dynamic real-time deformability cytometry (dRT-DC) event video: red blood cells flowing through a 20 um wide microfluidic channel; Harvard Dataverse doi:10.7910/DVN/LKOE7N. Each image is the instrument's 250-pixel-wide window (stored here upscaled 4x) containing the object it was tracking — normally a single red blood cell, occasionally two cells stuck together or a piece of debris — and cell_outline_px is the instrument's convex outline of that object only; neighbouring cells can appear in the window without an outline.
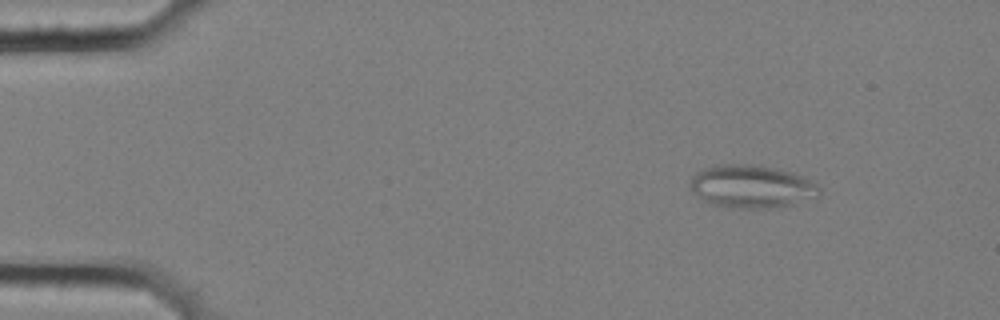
{"species": "common noctule bat (a hibernating species)", "species_latin": "Nyctalus noctula", "temperature_condition": "cold", "stored_images_in_passage": 4, "camera_frame_rate_fps": 3000, "um_per_image_px": 0.085, "animal": {"sex": "female", "body_mass_g": 25.1}, "frame": {"image": 1, "passage_image": 1, "time_ms": 0.0, "image_size_px": [1000, 320], "cell_outline_px": [[820, 192], [816, 196], [792, 204], [768, 208], [740, 208], [712, 204], [704, 200], [692, 188], [692, 176], [696, 172], [704, 168], [716, 164], [760, 164], [792, 172], [804, 176], [812, 180], [820, 188]], "centroid_in_image_um": [63.92, 15.82], "position_along_channel_um": 21.1, "area_um2": 32.02}}
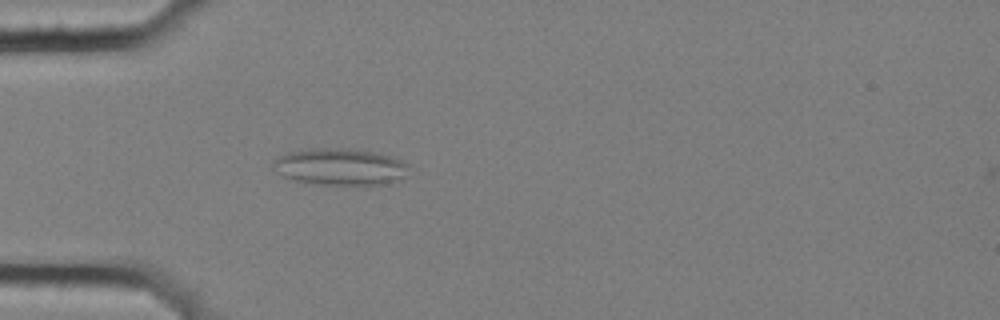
{"frame": {"image": 2, "passage_image": 4, "time_ms": 1.0, "image_size_px": [1000, 320], "cell_outline_px": [[408, 176], [384, 184], [368, 188], [304, 184], [292, 180], [284, 176], [272, 168], [272, 160], [288, 152], [316, 148], [340, 148], [372, 152], [388, 156], [400, 160], [408, 164]], "centroid_in_image_um": [28.9, 14.25], "position_along_channel_um": 56.1, "area_um2": 30.11}}